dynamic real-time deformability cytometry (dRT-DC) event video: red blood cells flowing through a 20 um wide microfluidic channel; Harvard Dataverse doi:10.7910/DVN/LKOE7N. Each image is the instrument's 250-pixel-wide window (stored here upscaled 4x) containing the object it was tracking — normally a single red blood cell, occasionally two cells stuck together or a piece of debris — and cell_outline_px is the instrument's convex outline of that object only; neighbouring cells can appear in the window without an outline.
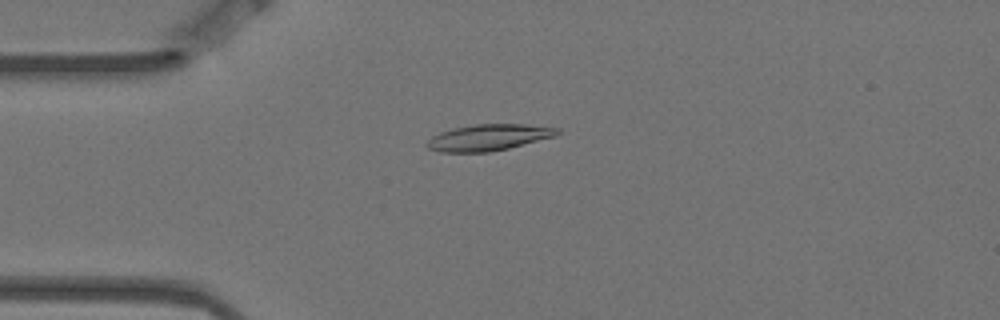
{"species": "Egyptian fruit bat (a non-hibernating species)", "species_latin": "Rousettus aegyptiacus", "temperature_condition": "warm", "stored_images_in_passage": 6, "camera_frame_rate_fps": 3000, "um_per_image_px": 0.085, "animal": {"sex": "female"}, "frame": {"image": 1, "passage_image": 3, "time_ms": 0.667, "image_size_px": [1000, 320], "cell_outline_px": [[560, 132], [556, 136], [508, 148], [488, 152], [440, 152], [428, 148], [428, 140], [432, 136], [440, 132], [452, 128], [476, 124], [524, 124], [560, 128]], "centroid_in_image_um": [41.54, 11.67], "position_along_channel_um": 43.5, "area_um2": 19.88}}
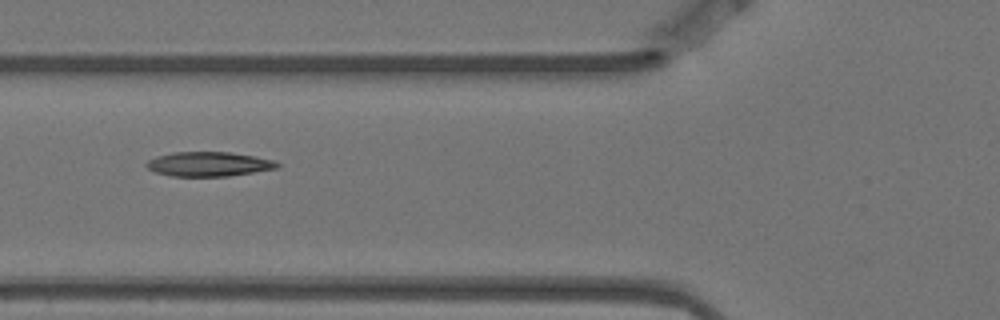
{"frame": {"image": 2, "passage_image": 5, "time_ms": 1.333, "image_size_px": [1000, 320], "cell_outline_px": [[280, 164], [276, 168], [228, 176], [172, 176], [156, 172], [148, 168], [144, 164], [148, 160], [156, 156], [172, 152], [228, 152], [252, 156], [272, 160]], "centroid_in_image_um": [17.67, 13.94], "position_along_channel_um": 108.1, "area_um2": 18.38}}
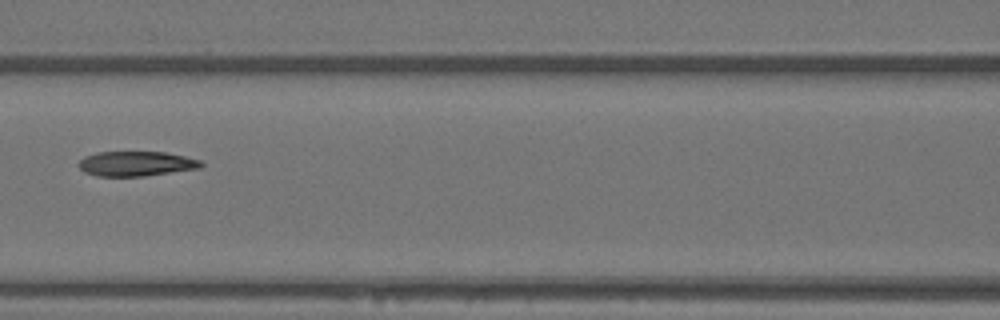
{"frame": {"image": 3, "passage_image": 6, "time_ms": 1.667, "image_size_px": [1000, 320], "cell_outline_px": [[204, 164], [200, 168], [144, 176], [96, 176], [84, 172], [76, 164], [84, 156], [96, 152], [164, 152], [184, 156], [200, 160]], "centroid_in_image_um": [11.54, 13.91], "position_along_channel_um": 155.1, "area_um2": 17.74}}